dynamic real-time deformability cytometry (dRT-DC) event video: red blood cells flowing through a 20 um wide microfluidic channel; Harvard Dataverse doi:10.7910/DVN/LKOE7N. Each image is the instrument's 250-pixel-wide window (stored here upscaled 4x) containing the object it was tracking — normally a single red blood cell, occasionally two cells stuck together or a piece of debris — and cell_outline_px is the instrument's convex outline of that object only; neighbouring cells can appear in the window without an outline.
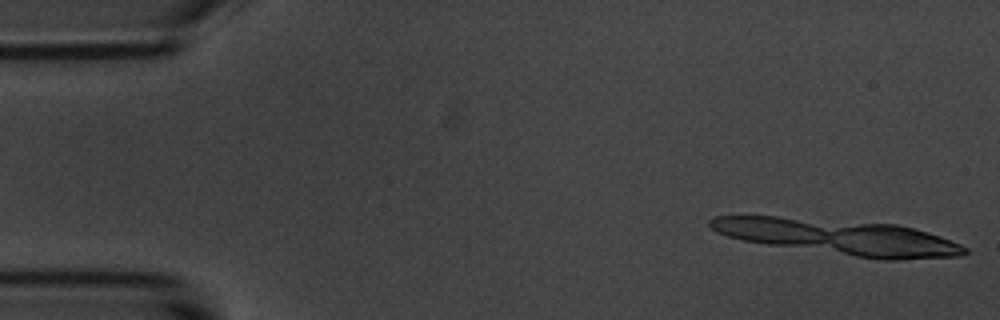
{"species": "common noctule bat (a hibernating species)", "species_latin": "Nyctalus noctula", "temperature_condition": "room temperature", "stored_images_in_passage": 22, "camera_frame_rate_fps": 3000, "um_per_image_px": 0.085, "animal": {"sex": "male", "body_mass_g": 20.1, "forearm_length_mm": 53.5}, "frame": {"image": 1, "passage_image": 1, "time_ms": 0.0, "image_size_px": [1000, 320], "cell_outline_px": [[956, 248], [948, 252], [924, 256], [868, 256], [852, 228], [908, 228], [944, 240], [952, 244]], "centroid_in_image_um": [76.52, 20.61], "position_along_channel_um": 8.5, "area_um2": 15.84}}
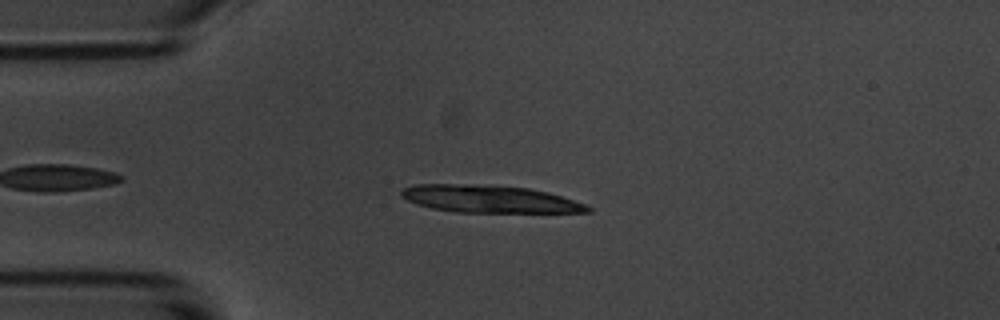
{"frame": {"image": 2, "passage_image": 13, "time_ms": 4.0, "image_size_px": [1000, 320], "cell_outline_px": [[584, 208], [568, 212], [500, 212], [488, 208], [448, 192], [440, 188], [516, 188], [536, 192], [552, 196], [576, 204]], "centroid_in_image_um": [43.7, 17.01], "position_along_channel_um": 41.3, "area_um2": 15.72}}